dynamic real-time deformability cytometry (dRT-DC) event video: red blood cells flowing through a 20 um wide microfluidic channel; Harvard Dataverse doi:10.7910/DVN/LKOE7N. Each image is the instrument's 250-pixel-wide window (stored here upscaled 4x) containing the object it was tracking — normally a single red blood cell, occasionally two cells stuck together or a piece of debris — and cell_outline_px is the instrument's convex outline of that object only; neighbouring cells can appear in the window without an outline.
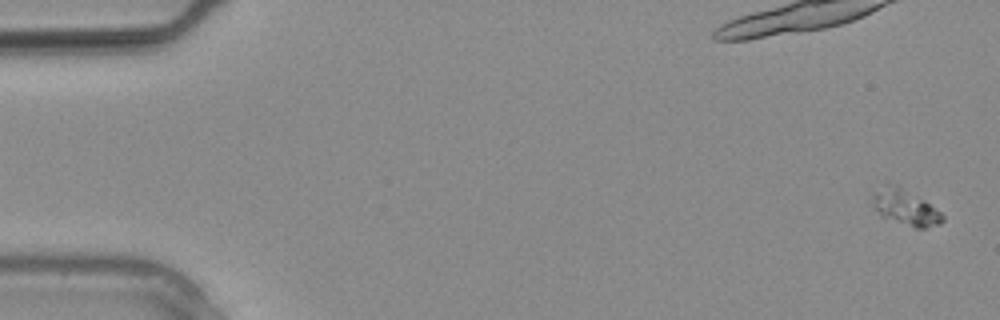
{"species": "common noctule bat (a hibernating species)", "species_latin": "Nyctalus noctula", "temperature_condition": "warm", "stored_images_in_passage": 2, "segment_of_instrument_passage": [2, 2], "camera_frame_rate_fps": 3000, "um_per_image_px": 0.085, "animal": {"sex": "male", "body_mass_g": 20.4}, "frame": {"image": 1, "passage_image": 2, "time_ms": 0.333, "image_size_px": [1000, 320], "cell_outline_px": [[944, 220], [940, 224], [924, 228], [916, 228], [880, 216], [872, 204], [872, 196], [888, 180], [896, 184], [924, 200], [940, 212], [944, 216]], "centroid_in_image_um": [76.93, 17.61], "position_along_channel_um": 8.1, "area_um2": 14.51}}